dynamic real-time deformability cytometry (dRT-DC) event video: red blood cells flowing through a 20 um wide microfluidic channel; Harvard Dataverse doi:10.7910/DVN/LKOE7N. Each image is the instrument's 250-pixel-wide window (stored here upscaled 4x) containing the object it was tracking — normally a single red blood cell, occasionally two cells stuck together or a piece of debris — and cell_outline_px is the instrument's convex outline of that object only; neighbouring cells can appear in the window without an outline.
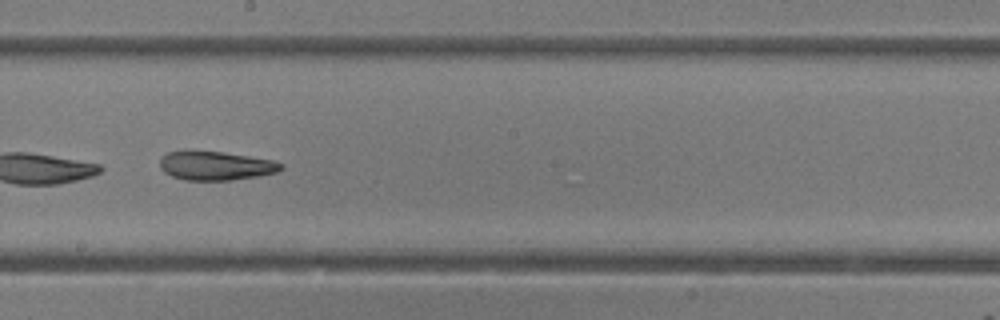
{"species": "common noctule bat (a hibernating species)", "species_latin": "Nyctalus noctula", "temperature_condition": "room temperature", "stored_images_in_passage": 44, "camera_frame_rate_fps": 3000, "um_per_image_px": 0.085, "animal": {"sex": "female"}, "frame": {"image": 1, "passage_image": 26, "time_ms": 8.333, "image_size_px": [1000, 320], "cell_outline_px": [[284, 168], [280, 172], [260, 176], [232, 180], [184, 180], [172, 176], [164, 172], [160, 168], [160, 160], [168, 152], [184, 148], [224, 152], [272, 160], [284, 164]], "centroid_in_image_um": [18.33, 14.06], "position_along_channel_um": 229.9, "area_um2": 21.04}}
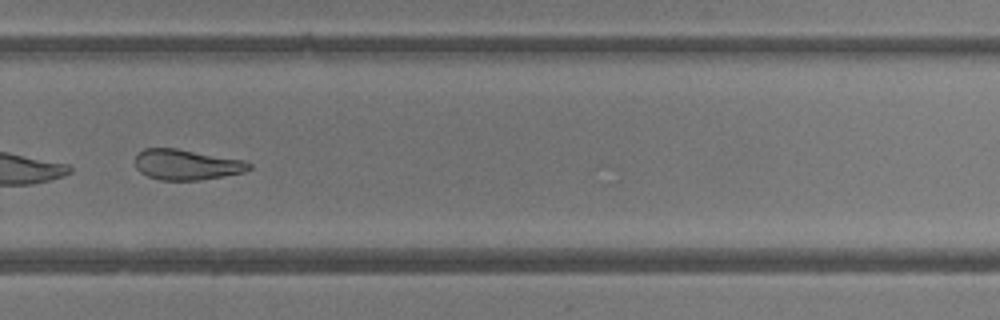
{"frame": {"image": 2, "passage_image": 32, "time_ms": 10.333, "image_size_px": [1000, 320], "cell_outline_px": [[252, 168], [244, 172], [224, 176], [200, 180], [160, 180], [148, 176], [140, 172], [136, 168], [136, 156], [144, 148], [176, 148], [244, 160], [252, 164]], "centroid_in_image_um": [15.88, 13.99], "position_along_channel_um": 313.9, "area_um2": 20.23}, "authors_computed_cell_mechanics": {"area_um2": 23.1778, "velocity_mm_per_s": 4.2212, "shape_relaxation_time_tau1_ms": null, "shape_relaxation_time_tau2_ms": 3.7655, "deformation_change_tau1": null, "deformation_change_tau2": 0.1268}}